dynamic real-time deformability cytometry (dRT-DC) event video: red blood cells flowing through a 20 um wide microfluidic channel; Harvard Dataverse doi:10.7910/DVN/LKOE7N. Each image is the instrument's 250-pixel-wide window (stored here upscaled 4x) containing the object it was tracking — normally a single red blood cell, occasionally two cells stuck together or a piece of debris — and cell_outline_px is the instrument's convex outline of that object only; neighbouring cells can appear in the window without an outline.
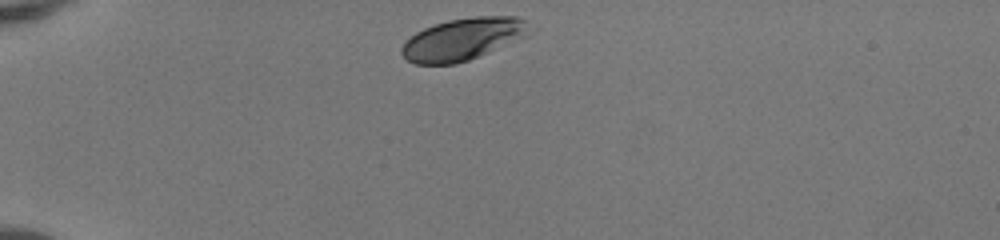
{"species": "human", "species_latin": "Homo sapiens", "temperature_condition": "room temperature", "stored_images_in_passage": 31, "camera_frame_rate_fps": 3000, "um_per_image_px": 0.085, "donor": {"sex": "female"}, "frame": {"image": 1, "passage_image": 1, "time_ms": 0.0, "image_size_px": [1000, 240], "cell_outline_px": [[528, 28], [484, 52], [468, 60], [456, 64], [416, 64], [408, 60], [400, 52], [400, 48], [404, 40], [416, 32], [424, 28], [448, 20], [476, 16], [516, 16], [524, 20], [528, 24]], "centroid_in_image_um": [39.1, 3.32], "position_along_channel_um": 45.9, "area_um2": 29.65}}
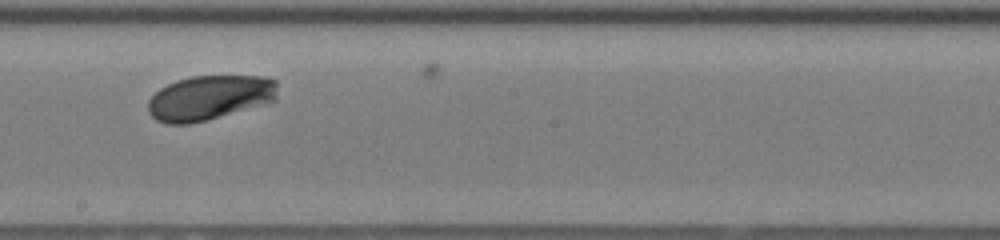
{"frame": {"image": 2, "passage_image": 18, "time_ms": 5.667, "image_size_px": [1000, 240], "cell_outline_px": [[276, 100], [264, 104], [204, 120], [188, 124], [164, 124], [156, 120], [148, 112], [148, 100], [160, 88], [176, 80], [192, 76], [264, 76], [276, 80]], "centroid_in_image_um": [17.79, 8.3], "position_along_channel_um": 230.4, "area_um2": 33.58}}
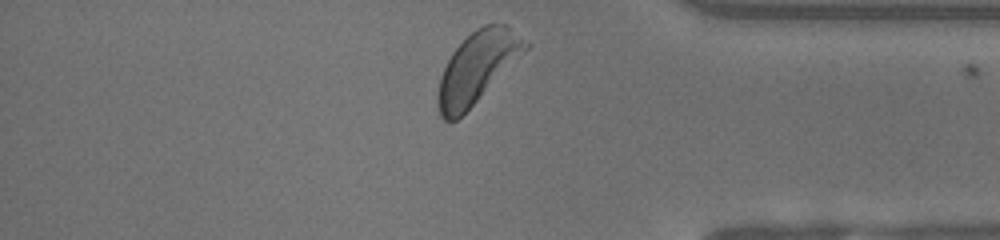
{"frame": {"image": 3, "passage_image": 31, "time_ms": 10.0, "image_size_px": [1000, 240], "cell_outline_px": [[532, 44], [456, 120], [444, 120], [440, 116], [440, 76], [452, 52], [476, 28], [484, 24], [504, 24]], "centroid_in_image_um": [40.59, 5.66], "position_along_channel_um": 394.6, "area_um2": 34.51}, "authors_computed_cell_mechanics": {"area_um2": 33.7552, "velocity_mm_per_s": 4.0612, "shape_relaxation_time_tau1_ms": 0.5512, "shape_relaxation_time_tau2_ms": null, "deformation_change_tau1": 0.1094, "deformation_change_tau2": null}}